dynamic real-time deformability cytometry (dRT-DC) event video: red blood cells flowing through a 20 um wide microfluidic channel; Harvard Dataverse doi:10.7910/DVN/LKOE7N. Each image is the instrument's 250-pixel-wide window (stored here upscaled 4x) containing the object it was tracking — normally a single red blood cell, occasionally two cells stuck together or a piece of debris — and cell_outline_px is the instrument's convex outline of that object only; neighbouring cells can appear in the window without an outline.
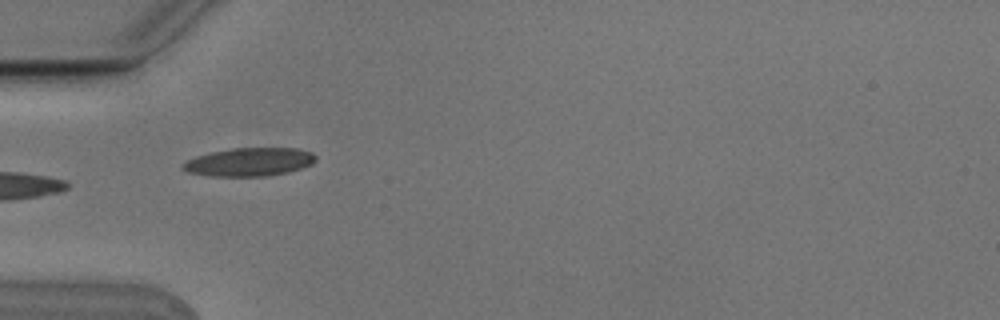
{"species": "Egyptian fruit bat (a non-hibernating species)", "species_latin": "Rousettus aegyptiacus", "temperature_condition": "cold", "stored_images_in_passage": 6, "camera_frame_rate_fps": 3000, "um_per_image_px": 0.085, "animal": {"sex": "male"}, "frame": {"image": 1, "passage_image": 5, "time_ms": 1.333, "image_size_px": [1000, 320], "cell_outline_px": [[316, 160], [312, 164], [288, 172], [264, 176], [208, 176], [188, 172], [180, 168], [180, 164], [196, 156], [212, 152], [232, 148], [300, 148], [312, 152], [316, 156]], "centroid_in_image_um": [21.19, 13.76], "position_along_channel_um": 63.8, "area_um2": 22.02}}